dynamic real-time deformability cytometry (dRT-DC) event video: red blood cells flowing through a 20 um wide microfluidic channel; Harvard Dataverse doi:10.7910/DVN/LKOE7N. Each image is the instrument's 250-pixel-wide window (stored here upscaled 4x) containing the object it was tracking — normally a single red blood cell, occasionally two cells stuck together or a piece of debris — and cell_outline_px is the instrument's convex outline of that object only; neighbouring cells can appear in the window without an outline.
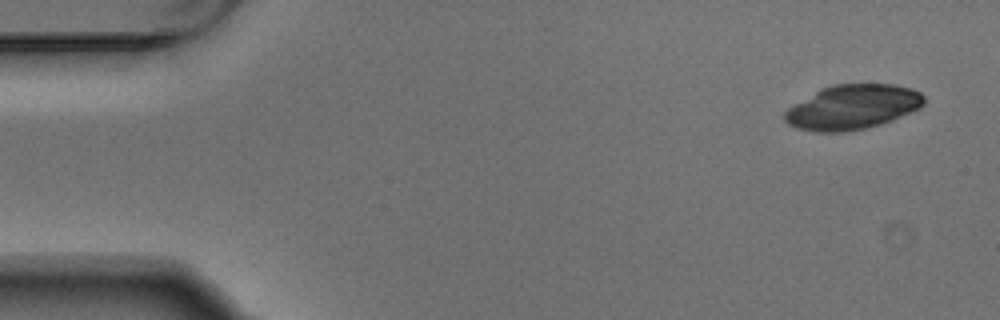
{"species": "Egyptian fruit bat (a non-hibernating species)", "species_latin": "Rousettus aegyptiacus", "temperature_condition": "warm", "stored_images_in_passage": 6, "camera_frame_rate_fps": 3000, "um_per_image_px": 0.085, "animal": {"sex": "male"}, "frame": {"image": 1, "passage_image": 1, "time_ms": 0.0, "image_size_px": [1000, 320], "cell_outline_px": [[924, 104], [920, 108], [912, 112], [892, 120], [880, 124], [864, 128], [840, 132], [816, 132], [796, 128], [788, 124], [784, 120], [784, 112], [788, 108], [816, 92], [832, 84], [896, 84], [912, 88], [920, 92], [924, 96]], "centroid_in_image_um": [72.5, 9.1], "position_along_channel_um": 12.5, "area_um2": 36.07}}